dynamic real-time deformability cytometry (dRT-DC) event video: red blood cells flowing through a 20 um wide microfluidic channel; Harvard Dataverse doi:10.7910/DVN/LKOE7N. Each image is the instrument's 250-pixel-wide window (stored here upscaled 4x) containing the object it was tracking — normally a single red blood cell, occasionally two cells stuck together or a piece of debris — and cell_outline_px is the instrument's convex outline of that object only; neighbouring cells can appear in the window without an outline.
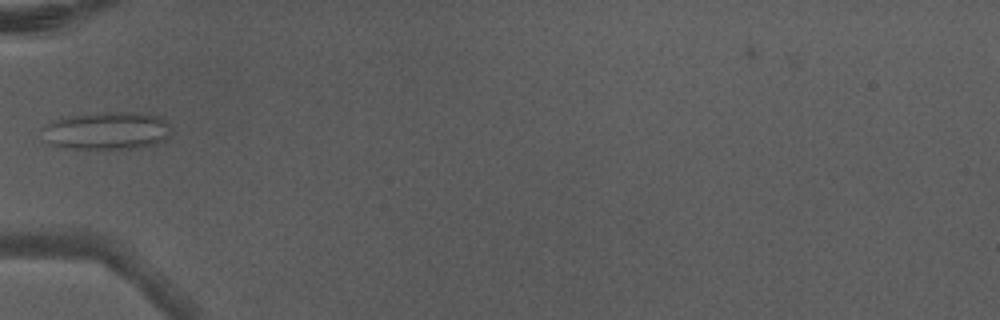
{"species": "Egyptian fruit bat (a non-hibernating species)", "species_latin": "Rousettus aegyptiacus", "temperature_condition": "warm", "stored_images_in_passage": 6, "camera_frame_rate_fps": 3000, "um_per_image_px": 0.085, "animal": {"sex": "male"}, "frame": {"image": 1, "passage_image": 6, "time_ms": 1.667, "image_size_px": [1000, 320], "cell_outline_px": [[172, 132], [168, 136], [156, 144], [132, 148], [64, 148], [40, 140], [40, 128], [52, 120], [68, 116], [112, 112], [148, 112], [160, 116], [168, 124]], "centroid_in_image_um": [9.03, 11.1], "position_along_channel_um": 76.0, "area_um2": 28.73}}